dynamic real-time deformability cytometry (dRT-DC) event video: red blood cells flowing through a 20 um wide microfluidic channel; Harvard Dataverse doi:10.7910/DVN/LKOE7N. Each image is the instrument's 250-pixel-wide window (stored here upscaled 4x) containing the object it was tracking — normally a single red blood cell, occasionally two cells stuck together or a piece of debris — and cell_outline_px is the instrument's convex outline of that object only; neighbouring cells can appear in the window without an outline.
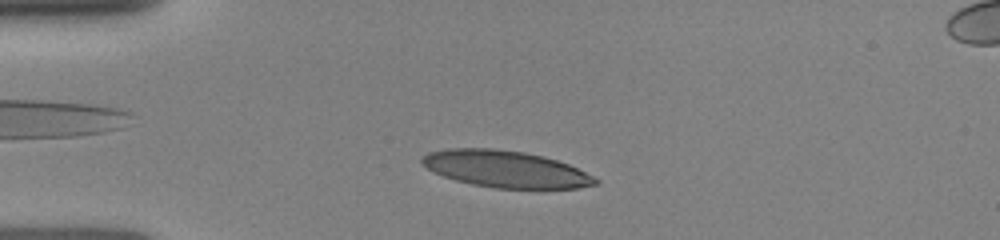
{"species": "human", "species_latin": "Homo sapiens", "temperature_condition": "room temperature", "stored_images_in_passage": 12, "camera_frame_rate_fps": 3000, "um_per_image_px": 0.085, "donor": {"sex": "female"}, "frame": {"image": 1, "passage_image": 6, "time_ms": 1.667, "image_size_px": [1000, 240], "cell_outline_px": [[600, 184], [580, 188], [496, 188], [472, 184], [456, 180], [444, 176], [420, 164], [420, 160], [428, 152], [448, 148], [492, 148], [524, 152], [544, 156], [568, 164], [600, 180]], "centroid_in_image_um": [42.98, 14.36], "position_along_channel_um": 42.0, "area_um2": 36.99}}
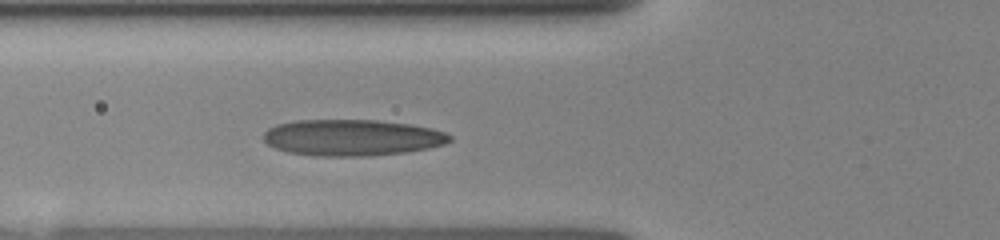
{"frame": {"image": 2, "passage_image": 12, "time_ms": 3.667, "image_size_px": [1000, 240], "cell_outline_px": [[452, 140], [444, 144], [428, 148], [404, 152], [364, 156], [320, 156], [288, 152], [276, 148], [268, 144], [264, 140], [264, 132], [268, 128], [276, 124], [296, 120], [376, 120], [408, 124], [432, 128], [444, 132], [452, 136]], "centroid_in_image_um": [29.91, 11.69], "position_along_channel_um": 95.9, "area_um2": 39.25}}